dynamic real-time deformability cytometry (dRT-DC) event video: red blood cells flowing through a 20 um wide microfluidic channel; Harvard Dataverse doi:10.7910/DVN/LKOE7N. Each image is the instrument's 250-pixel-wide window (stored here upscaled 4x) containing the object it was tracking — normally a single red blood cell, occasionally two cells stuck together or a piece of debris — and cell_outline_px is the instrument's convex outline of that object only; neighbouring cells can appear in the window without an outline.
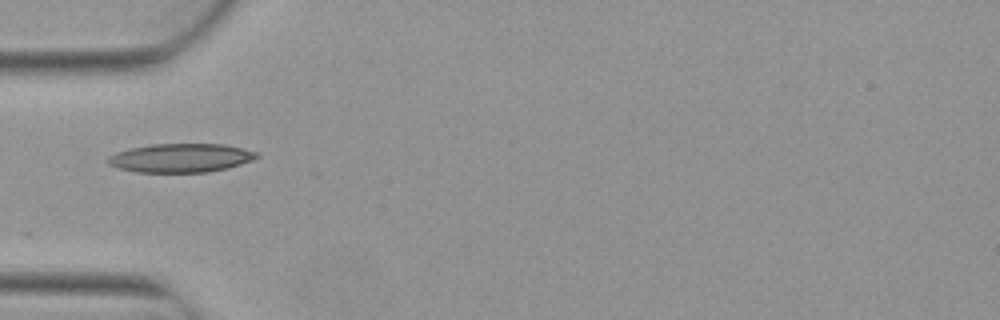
{"species": "Egyptian fruit bat (a non-hibernating species)", "species_latin": "Rousettus aegyptiacus", "temperature_condition": "warm", "stored_images_in_passage": 1, "camera_frame_rate_fps": 3000, "um_per_image_px": 0.085, "animal": {"sex": "female"}, "frame": {"image": 1, "passage_image": 1, "time_ms": 0.0, "image_size_px": [1000, 320], "cell_outline_px": [[260, 156], [252, 160], [228, 168], [208, 172], [136, 172], [120, 168], [108, 164], [104, 160], [108, 156], [116, 152], [132, 148], [152, 144], [224, 144], [256, 152]], "centroid_in_image_um": [15.33, 13.42], "position_along_channel_um": 69.7, "area_um2": 24.85}}